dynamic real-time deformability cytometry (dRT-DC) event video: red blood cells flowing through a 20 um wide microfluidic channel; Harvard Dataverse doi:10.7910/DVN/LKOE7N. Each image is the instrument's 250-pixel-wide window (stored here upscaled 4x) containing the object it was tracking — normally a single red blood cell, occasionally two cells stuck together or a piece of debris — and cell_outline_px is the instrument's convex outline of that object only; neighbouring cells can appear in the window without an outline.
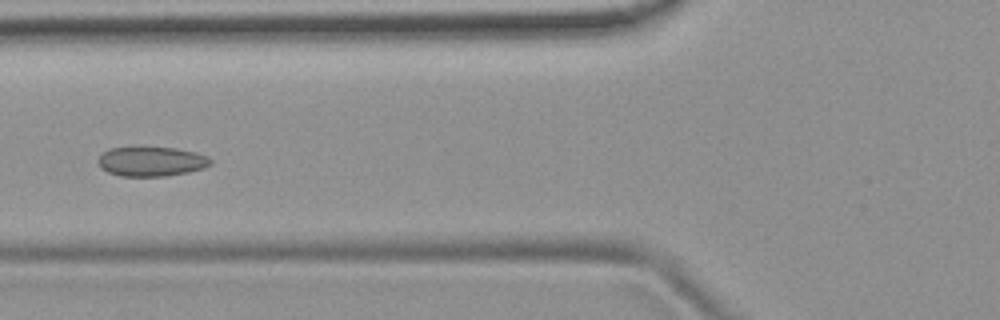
{"species": "common noctule bat (a hibernating species)", "species_latin": "Nyctalus noctula", "temperature_condition": "room temperature", "stored_images_in_passage": 9, "camera_frame_rate_fps": 3000, "um_per_image_px": 0.085, "animal": {"sex": "female", "body_mass_g": 19.9}, "frame": {"image": 1, "passage_image": 6, "time_ms": 1.667, "image_size_px": [1000, 320], "cell_outline_px": [[212, 164], [204, 168], [188, 172], [164, 176], [120, 176], [108, 172], [100, 168], [96, 160], [108, 148], [176, 148], [196, 152], [208, 156], [212, 160]], "centroid_in_image_um": [12.87, 13.73], "position_along_channel_um": 112.9, "area_um2": 19.36}}
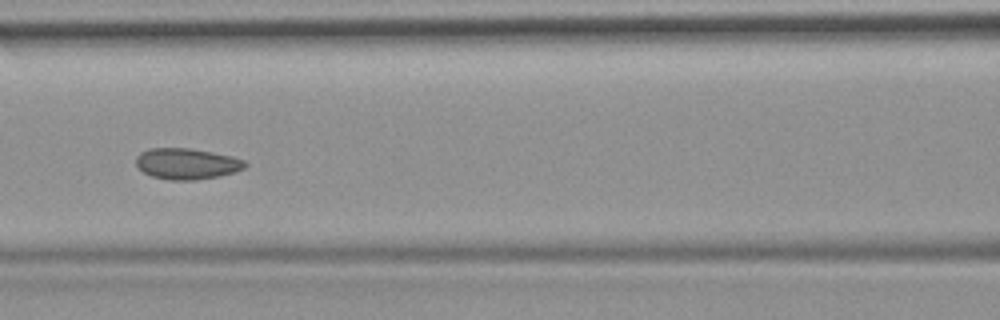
{"frame": {"image": 2, "passage_image": 7, "time_ms": 2.0, "image_size_px": [1000, 320], "cell_outline_px": [[248, 164], [244, 168], [236, 172], [220, 176], [196, 180], [168, 180], [152, 176], [144, 172], [136, 164], [136, 156], [140, 152], [148, 148], [188, 148], [212, 152], [232, 156], [244, 160]], "centroid_in_image_um": [15.89, 13.92], "position_along_channel_um": 150.7, "area_um2": 19.83}}
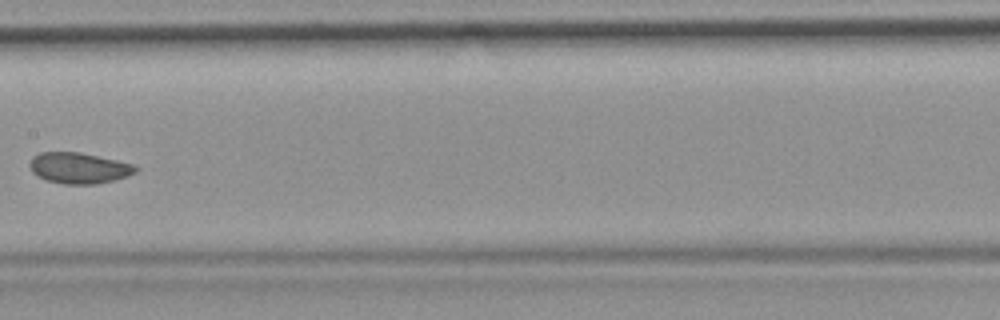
{"frame": {"image": 3, "passage_image": 8, "time_ms": 2.333, "image_size_px": [1000, 320], "cell_outline_px": [[136, 172], [128, 176], [96, 184], [64, 184], [44, 180], [36, 176], [32, 172], [28, 164], [32, 156], [40, 152], [80, 152], [116, 160], [132, 164], [136, 168]], "centroid_in_image_um": [6.63, 14.28], "position_along_channel_um": 200.8, "area_um2": 19.13}}